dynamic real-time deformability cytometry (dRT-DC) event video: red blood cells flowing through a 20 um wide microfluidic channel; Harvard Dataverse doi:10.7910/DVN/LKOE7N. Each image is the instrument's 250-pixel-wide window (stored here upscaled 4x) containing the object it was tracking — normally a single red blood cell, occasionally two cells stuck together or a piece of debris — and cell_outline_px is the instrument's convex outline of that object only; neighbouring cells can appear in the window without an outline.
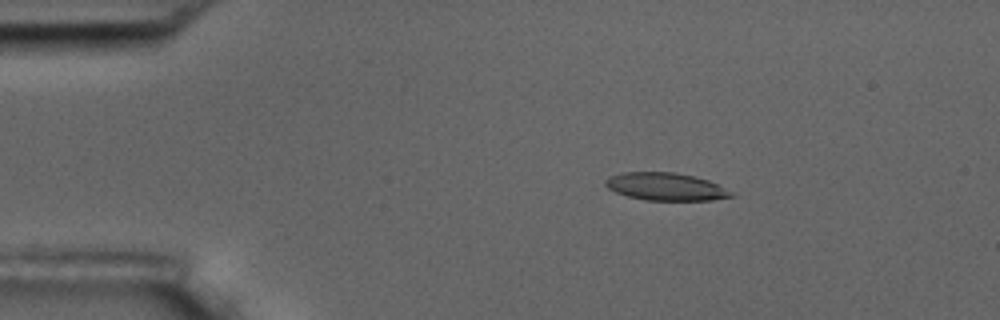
{"species": "common noctule bat (a hibernating species)", "species_latin": "Nyctalus noctula", "temperature_condition": "room temperature", "stored_images_in_passage": 55, "camera_frame_rate_fps": 3000, "um_per_image_px": 0.085, "animal": {"sex": "male", "body_mass_g": 17.5, "forearm_length_mm": 52.3}, "frame": {"image": 1, "passage_image": 9, "time_ms": 2.667, "image_size_px": [1000, 320], "cell_outline_px": [[736, 196], [712, 200], [644, 200], [628, 196], [616, 192], [608, 188], [604, 184], [604, 180], [608, 176], [620, 172], [676, 172], [708, 180], [732, 192]], "centroid_in_image_um": [56.54, 15.86], "position_along_channel_um": 28.5, "area_um2": 20.29}}
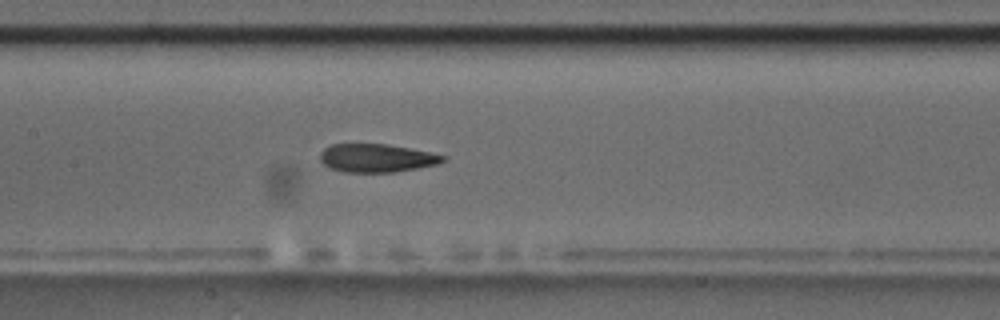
{"frame": {"image": 2, "passage_image": 26, "time_ms": 8.333, "image_size_px": [1000, 320], "cell_outline_px": [[444, 160], [436, 164], [396, 172], [344, 172], [332, 168], [324, 164], [320, 160], [320, 152], [324, 148], [332, 144], [384, 144], [408, 148], [428, 152], [444, 156]], "centroid_in_image_um": [31.95, 13.43], "position_along_channel_um": 175.4, "area_um2": 19.88}}
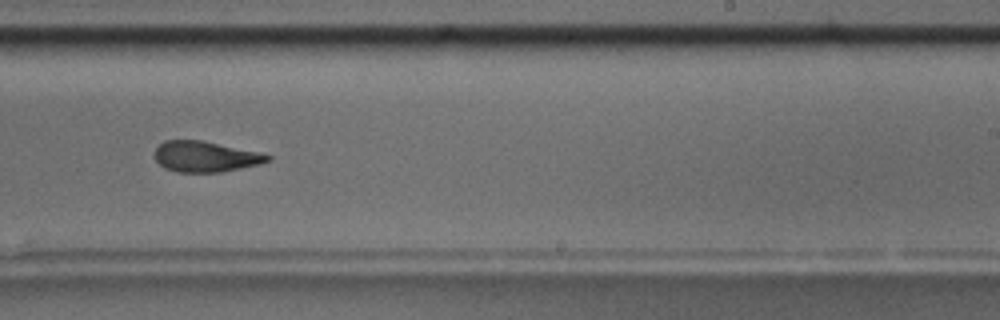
{"frame": {"image": 3, "passage_image": 34, "time_ms": 11.0, "image_size_px": [1000, 320], "cell_outline_px": [[272, 160], [260, 164], [220, 172], [176, 172], [164, 168], [156, 160], [156, 148], [164, 140], [200, 140], [256, 152], [272, 156]], "centroid_in_image_um": [17.44, 13.32], "position_along_channel_um": 271.6, "area_um2": 19.88}, "authors_computed_cell_mechanics": {"area_um2": 21.097, "velocity_mm_per_s": 3.6205, "shape_relaxation_time_tau1_ms": null, "shape_relaxation_time_tau2_ms": 2.6936, "deformation_change_tau1": null, "deformation_change_tau2": 0.1083}}